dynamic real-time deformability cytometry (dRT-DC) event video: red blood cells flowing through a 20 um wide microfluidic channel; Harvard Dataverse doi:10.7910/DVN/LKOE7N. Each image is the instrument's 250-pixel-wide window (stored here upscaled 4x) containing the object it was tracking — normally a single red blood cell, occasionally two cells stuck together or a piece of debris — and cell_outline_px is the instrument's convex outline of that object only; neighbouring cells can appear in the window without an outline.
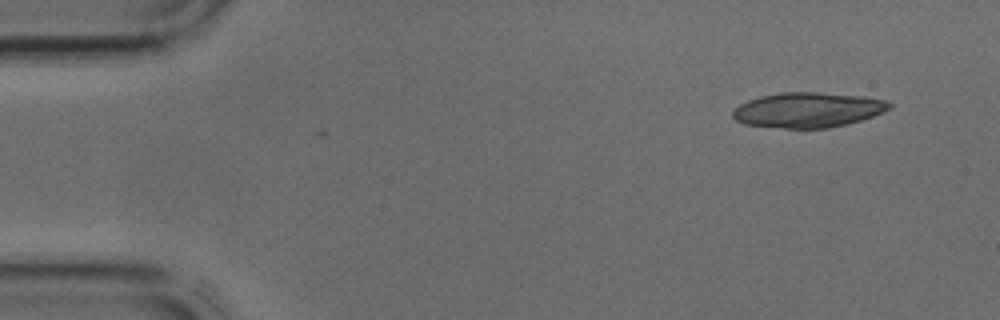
{"species": "common noctule bat (a hibernating species)", "species_latin": "Nyctalus noctula", "temperature_condition": "cold", "stored_images_in_passage": 4, "segment_of_instrument_passage": [1, 2], "camera_frame_rate_fps": 3000, "um_per_image_px": 0.085, "animal": {"sex": "male", "body_mass_g": 17.9, "forearm_length_mm": 54.2}, "frame": {"image": 1, "passage_image": 1, "time_ms": 0.0, "image_size_px": [1000, 320], "cell_outline_px": [[892, 108], [884, 112], [860, 120], [828, 128], [784, 128], [744, 124], [736, 120], [732, 116], [732, 112], [740, 104], [748, 100], [760, 96], [780, 92], [816, 92], [864, 96], [884, 100], [892, 104]], "centroid_in_image_um": [68.67, 9.34], "position_along_channel_um": 16.3, "area_um2": 31.91}}
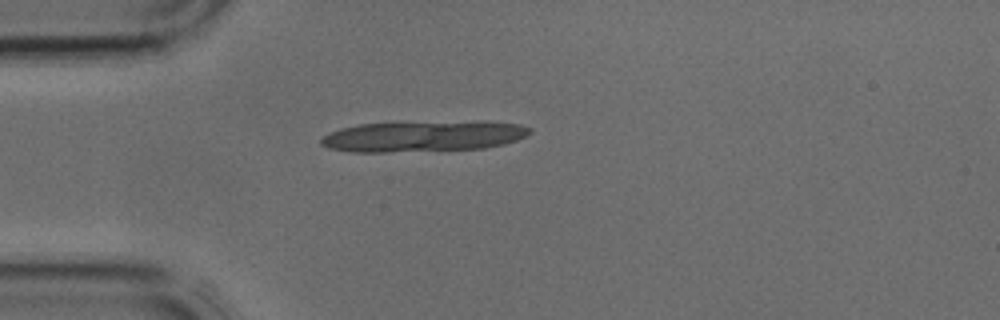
{"frame": {"image": 2, "passage_image": 3, "time_ms": 0.667, "image_size_px": [1000, 320], "cell_outline_px": [[532, 132], [516, 140], [504, 144], [484, 148], [384, 152], [352, 152], [328, 148], [320, 144], [320, 140], [324, 136], [340, 128], [360, 124], [520, 124], [532, 128]], "centroid_in_image_um": [35.85, 11.64], "position_along_channel_um": 49.1, "area_um2": 35.37}}